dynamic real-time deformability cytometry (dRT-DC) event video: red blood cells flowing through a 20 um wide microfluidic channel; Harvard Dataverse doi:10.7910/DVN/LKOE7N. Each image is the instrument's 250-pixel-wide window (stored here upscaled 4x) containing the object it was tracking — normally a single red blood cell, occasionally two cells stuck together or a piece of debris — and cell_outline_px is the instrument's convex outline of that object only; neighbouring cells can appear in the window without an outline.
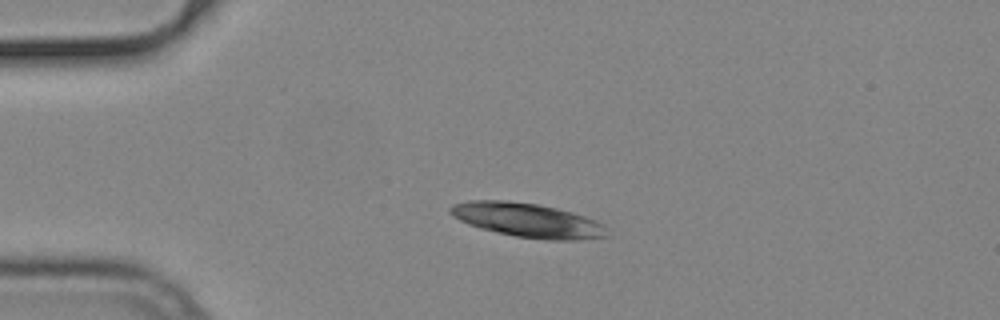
{"species": "common noctule bat (a hibernating species)", "species_latin": "Nyctalus noctula", "temperature_condition": "cold", "stored_images_in_passage": 42, "camera_frame_rate_fps": 3000, "um_per_image_px": 0.085, "animal": {"sex": "male", "body_mass_g": 19.2, "forearm_length_mm": 51.8}, "frame": {"image": 1, "passage_image": 1, "time_ms": 0.0, "image_size_px": [1000, 320], "cell_outline_px": [[608, 236], [576, 240], [548, 240], [516, 236], [480, 228], [468, 224], [452, 216], [448, 208], [452, 204], [468, 200], [504, 200], [536, 204], [556, 208], [572, 212], [584, 216], [600, 224], [604, 228]], "centroid_in_image_um": [44.77, 18.71], "position_along_channel_um": 40.2, "area_um2": 30.81}}